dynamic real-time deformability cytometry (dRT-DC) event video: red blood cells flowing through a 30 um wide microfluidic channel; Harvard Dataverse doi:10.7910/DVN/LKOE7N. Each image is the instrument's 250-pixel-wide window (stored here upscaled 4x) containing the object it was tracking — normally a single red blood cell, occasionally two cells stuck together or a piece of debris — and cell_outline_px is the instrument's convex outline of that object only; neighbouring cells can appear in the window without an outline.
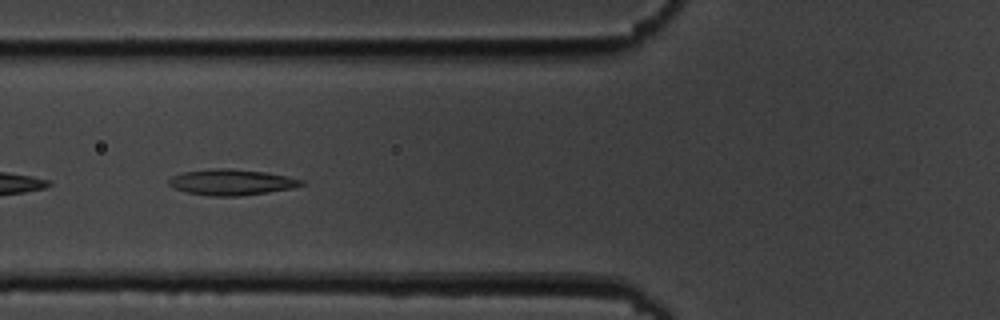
{"species": "common noctule bat (a hibernating species)", "species_latin": "Nyctalus noctula", "temperature_condition": "cold", "stored_images_in_passage": 11, "camera_frame_rate_fps": 3000, "um_per_image_px": 0.085, "animal": {"sex": "male", "body_mass_g": 19.5, "forearm_length_mm": 54.6}, "frame": {"image": 1, "passage_image": 2, "time_ms": 1.0, "image_size_px": [1000, 320], "cell_outline_px": [[304, 184], [292, 188], [268, 192], [240, 196], [212, 196], [188, 192], [176, 188], [168, 184], [168, 180], [172, 176], [184, 172], [212, 168], [228, 168], [264, 172], [304, 180]], "centroid_in_image_um": [19.67, 15.48], "position_along_channel_um": 106.1, "area_um2": 19.71}}
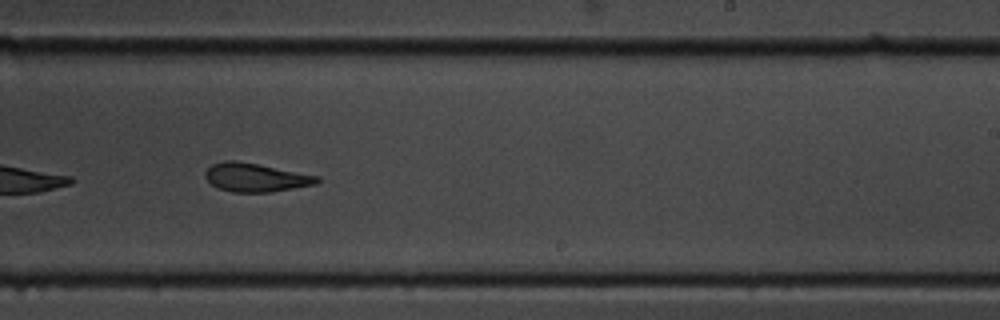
{"frame": {"image": 2, "passage_image": 6, "time_ms": 5.667, "image_size_px": [1000, 320], "cell_outline_px": [[320, 180], [316, 184], [268, 192], [232, 192], [216, 188], [204, 176], [204, 172], [212, 164], [224, 160], [236, 160], [320, 176]], "centroid_in_image_um": [21.69, 15.08], "position_along_channel_um": 267.3, "area_um2": 18.55}}
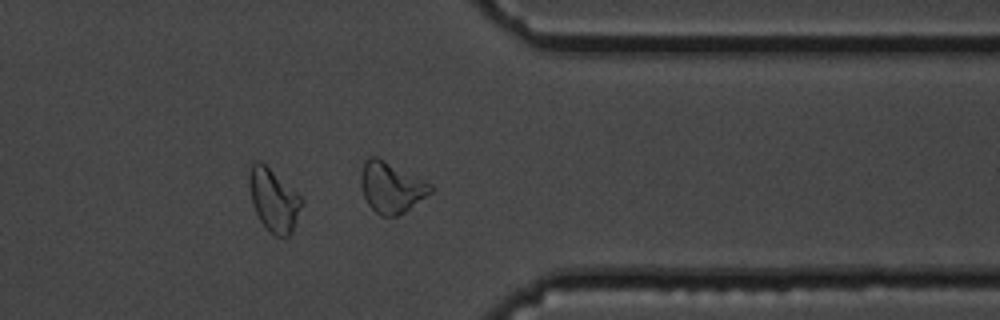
{"frame": {"image": 3, "passage_image": 9, "time_ms": 9.0, "image_size_px": [1000, 320], "cell_outline_px": [[304, 200], [296, 224], [292, 232], [288, 236], [276, 236], [260, 220], [252, 204], [248, 184], [248, 172], [252, 164], [256, 160], [260, 160], [300, 196]], "centroid_in_image_um": [23.25, 16.99], "position_along_channel_um": 388.1, "area_um2": 18.96}, "authors_computed_cell_mechanics": {"area_um2": 18.5538, "velocity_mm_per_s": 3.4647, "shape_relaxation_time_tau1_ms": null, "shape_relaxation_time_tau2_ms": 2.9327, "deformation_change_tau1": null, "deformation_change_tau2": 0.1011}}